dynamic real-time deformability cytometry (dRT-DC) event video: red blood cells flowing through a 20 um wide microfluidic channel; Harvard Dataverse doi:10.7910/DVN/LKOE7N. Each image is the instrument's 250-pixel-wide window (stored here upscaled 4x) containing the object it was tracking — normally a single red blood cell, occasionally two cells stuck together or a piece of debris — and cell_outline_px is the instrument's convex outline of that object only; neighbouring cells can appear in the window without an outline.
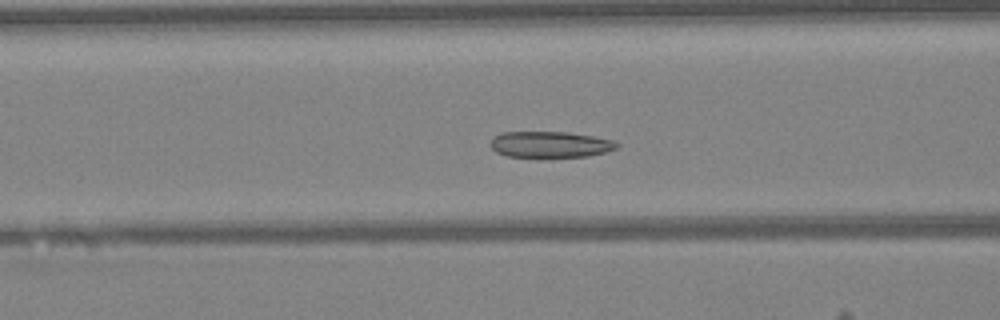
{"species": "Egyptian fruit bat (a non-hibernating species)", "species_latin": "Rousettus aegyptiacus", "temperature_condition": "warm", "stored_images_in_passage": 48, "camera_frame_rate_fps": 3000, "um_per_image_px": 0.085, "animal": {"sex": "female"}, "frame": {"image": 1, "passage_image": 19, "time_ms": 6.0, "image_size_px": [1000, 320], "cell_outline_px": [[620, 144], [616, 148], [604, 152], [588, 156], [508, 156], [496, 152], [492, 148], [492, 140], [500, 132], [568, 132], [592, 136], [612, 140]], "centroid_in_image_um": [46.78, 12.26], "position_along_channel_um": 119.8, "area_um2": 18.79}}
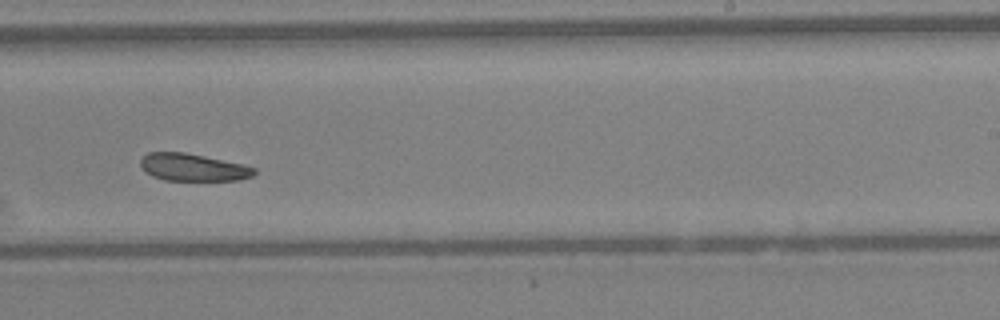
{"frame": {"image": 2, "passage_image": 30, "time_ms": 9.667, "image_size_px": [1000, 320], "cell_outline_px": [[256, 172], [252, 176], [240, 180], [164, 180], [152, 176], [144, 172], [140, 164], [140, 160], [148, 152], [184, 152], [204, 156], [240, 164], [256, 168]], "centroid_in_image_um": [16.36, 14.23], "position_along_channel_um": 272.6, "area_um2": 18.03}}
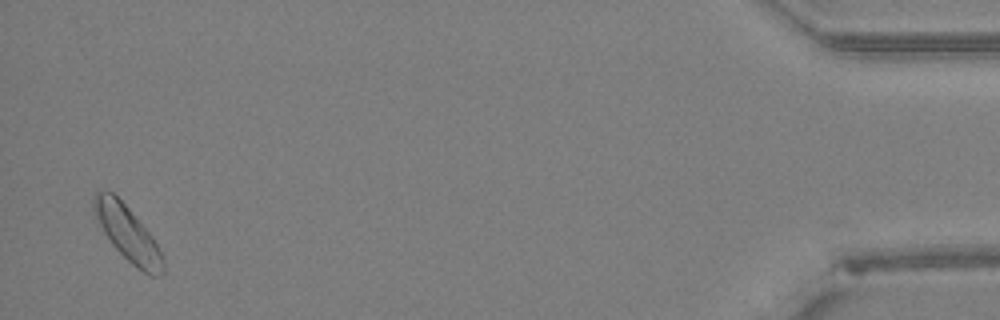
{"frame": {"image": 3, "passage_image": 47, "time_ms": 15.333, "image_size_px": [1000, 320], "cell_outline_px": [[164, 272], [160, 276], [148, 276], [132, 264], [112, 244], [104, 232], [96, 216], [92, 204], [92, 200], [96, 192], [104, 188], [112, 192], [128, 208], [152, 236], [164, 256]], "centroid_in_image_um": [10.87, 19.86], "position_along_channel_um": 424.3, "area_um2": 21.96}, "authors_computed_cell_mechanics": {"area_um2": 20.0566, "velocity_mm_per_s": 4.181, "shape_relaxation_time_tau1_ms": 5.3512, "shape_relaxation_time_tau2_ms": 2.7834, "deformation_change_tau1": 0.0951, "deformation_change_tau2": 0.0573}}